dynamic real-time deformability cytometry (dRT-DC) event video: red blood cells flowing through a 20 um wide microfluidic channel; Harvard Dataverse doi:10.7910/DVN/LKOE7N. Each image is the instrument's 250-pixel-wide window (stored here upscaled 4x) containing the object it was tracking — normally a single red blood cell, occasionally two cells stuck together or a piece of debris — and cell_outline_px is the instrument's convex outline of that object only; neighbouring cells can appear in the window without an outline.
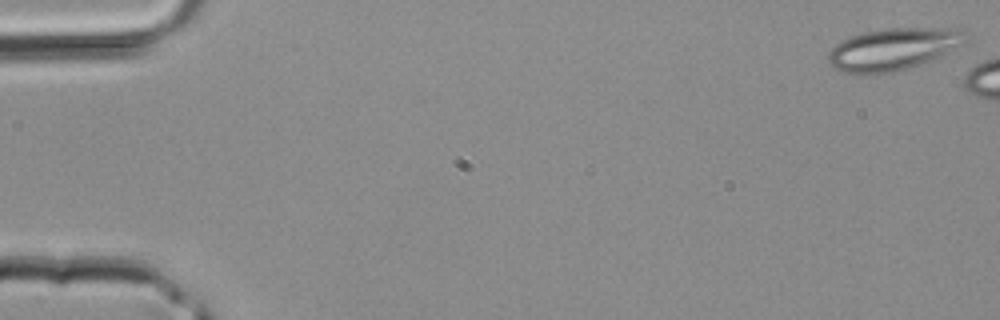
{"species": "common noctule bat (a hibernating species)", "species_latin": "Nyctalus noctula", "temperature_condition": "room temperature", "stored_images_in_passage": 6, "camera_frame_rate_fps": 3000, "um_per_image_px": 0.085, "animal": {"sex": "male", "body_mass_g": 20.4}, "frame": {"image": 1, "passage_image": 1, "time_ms": 0.0, "image_size_px": [1000, 320], "cell_outline_px": [[968, 44], [924, 64], [892, 72], [868, 76], [844, 72], [832, 68], [828, 60], [828, 52], [840, 40], [864, 32], [888, 28], [964, 28], [968, 32]], "centroid_in_image_um": [76.0, 4.19], "position_along_channel_um": 9.0, "area_um2": 34.8}}